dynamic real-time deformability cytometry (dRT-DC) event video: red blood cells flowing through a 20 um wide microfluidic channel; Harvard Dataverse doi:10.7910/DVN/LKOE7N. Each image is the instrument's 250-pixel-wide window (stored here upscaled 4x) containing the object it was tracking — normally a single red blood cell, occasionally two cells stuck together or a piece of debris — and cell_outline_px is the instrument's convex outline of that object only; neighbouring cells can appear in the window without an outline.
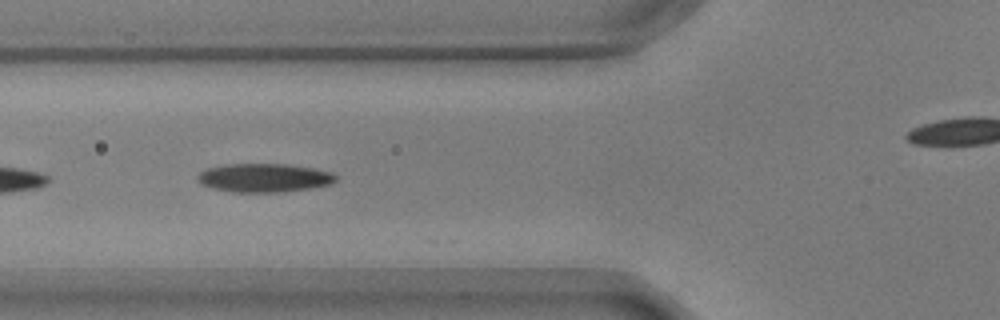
{"species": "common noctule bat (a hibernating species)", "species_latin": "Nyctalus noctula", "temperature_condition": "warm", "stored_images_in_passage": 26, "camera_frame_rate_fps": 3000, "um_per_image_px": 0.085, "animal": {"sex": "male", "body_mass_g": 17.9, "forearm_length_mm": 54.2}, "frame": {"image": 1, "passage_image": 5, "time_ms": 1.333, "image_size_px": [1000, 320], "cell_outline_px": [[336, 180], [332, 184], [284, 192], [232, 192], [212, 188], [200, 184], [196, 180], [196, 176], [200, 172], [208, 168], [224, 164], [288, 164], [312, 168], [332, 172], [336, 176]], "centroid_in_image_um": [22.42, 15.11], "position_along_channel_um": 103.4, "area_um2": 23.18}}
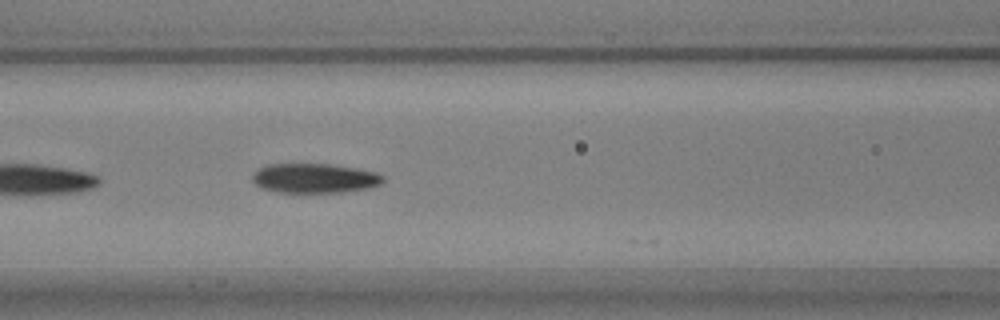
{"frame": {"image": 2, "passage_image": 8, "time_ms": 2.333, "image_size_px": [1000, 320], "cell_outline_px": [[384, 180], [380, 184], [368, 188], [344, 192], [276, 192], [260, 188], [252, 180], [252, 176], [264, 164], [328, 164], [356, 168], [376, 172], [384, 176]], "centroid_in_image_um": [26.73, 15.15], "position_along_channel_um": 139.9, "area_um2": 22.48}}